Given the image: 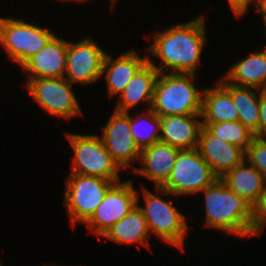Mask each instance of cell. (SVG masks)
Instances as JSON below:
<instances>
[{
  "mask_svg": "<svg viewBox=\"0 0 266 266\" xmlns=\"http://www.w3.org/2000/svg\"><path fill=\"white\" fill-rule=\"evenodd\" d=\"M202 125L215 137L246 151L255 137L254 133L245 127L240 121L202 123Z\"/></svg>",
  "mask_w": 266,
  "mask_h": 266,
  "instance_id": "d4e9b609",
  "label": "cell"
},
{
  "mask_svg": "<svg viewBox=\"0 0 266 266\" xmlns=\"http://www.w3.org/2000/svg\"><path fill=\"white\" fill-rule=\"evenodd\" d=\"M219 83L231 94L238 110V121L258 137L260 89L236 86L224 78Z\"/></svg>",
  "mask_w": 266,
  "mask_h": 266,
  "instance_id": "603a6c76",
  "label": "cell"
},
{
  "mask_svg": "<svg viewBox=\"0 0 266 266\" xmlns=\"http://www.w3.org/2000/svg\"><path fill=\"white\" fill-rule=\"evenodd\" d=\"M256 10L261 15V17L263 19L262 21H263L264 26H265L264 29H266V0H260Z\"/></svg>",
  "mask_w": 266,
  "mask_h": 266,
  "instance_id": "f546056e",
  "label": "cell"
},
{
  "mask_svg": "<svg viewBox=\"0 0 266 266\" xmlns=\"http://www.w3.org/2000/svg\"><path fill=\"white\" fill-rule=\"evenodd\" d=\"M218 177L197 148L179 151L168 181L161 187L172 196L191 195L211 186Z\"/></svg>",
  "mask_w": 266,
  "mask_h": 266,
  "instance_id": "ba28073f",
  "label": "cell"
},
{
  "mask_svg": "<svg viewBox=\"0 0 266 266\" xmlns=\"http://www.w3.org/2000/svg\"><path fill=\"white\" fill-rule=\"evenodd\" d=\"M60 1H65V2H66V1H68V2H69V1H74V2H79V1H80V2H83V1H87V0H60Z\"/></svg>",
  "mask_w": 266,
  "mask_h": 266,
  "instance_id": "4dcf8cb0",
  "label": "cell"
},
{
  "mask_svg": "<svg viewBox=\"0 0 266 266\" xmlns=\"http://www.w3.org/2000/svg\"><path fill=\"white\" fill-rule=\"evenodd\" d=\"M266 136V89L260 90L258 137Z\"/></svg>",
  "mask_w": 266,
  "mask_h": 266,
  "instance_id": "83f0119b",
  "label": "cell"
},
{
  "mask_svg": "<svg viewBox=\"0 0 266 266\" xmlns=\"http://www.w3.org/2000/svg\"><path fill=\"white\" fill-rule=\"evenodd\" d=\"M201 115H171L160 117V141L179 149L198 146L202 121Z\"/></svg>",
  "mask_w": 266,
  "mask_h": 266,
  "instance_id": "2e32d148",
  "label": "cell"
},
{
  "mask_svg": "<svg viewBox=\"0 0 266 266\" xmlns=\"http://www.w3.org/2000/svg\"><path fill=\"white\" fill-rule=\"evenodd\" d=\"M137 115L130 116V131L139 148L142 149L159 142L160 117L151 108H147L146 112L141 113L140 116Z\"/></svg>",
  "mask_w": 266,
  "mask_h": 266,
  "instance_id": "cb8c5ba5",
  "label": "cell"
},
{
  "mask_svg": "<svg viewBox=\"0 0 266 266\" xmlns=\"http://www.w3.org/2000/svg\"><path fill=\"white\" fill-rule=\"evenodd\" d=\"M137 194L132 180L114 183L86 222L87 226L96 235L103 236L113 224L124 218L137 205Z\"/></svg>",
  "mask_w": 266,
  "mask_h": 266,
  "instance_id": "30bf717a",
  "label": "cell"
},
{
  "mask_svg": "<svg viewBox=\"0 0 266 266\" xmlns=\"http://www.w3.org/2000/svg\"><path fill=\"white\" fill-rule=\"evenodd\" d=\"M205 18L200 15L188 23H180L154 33V41L147 49L152 56L161 59L162 66L148 62L159 73H183L196 75L201 53L206 44ZM170 70V71H169Z\"/></svg>",
  "mask_w": 266,
  "mask_h": 266,
  "instance_id": "6da1fadb",
  "label": "cell"
},
{
  "mask_svg": "<svg viewBox=\"0 0 266 266\" xmlns=\"http://www.w3.org/2000/svg\"><path fill=\"white\" fill-rule=\"evenodd\" d=\"M266 226V192L261 200L253 207V222L250 236L260 235Z\"/></svg>",
  "mask_w": 266,
  "mask_h": 266,
  "instance_id": "4316f807",
  "label": "cell"
},
{
  "mask_svg": "<svg viewBox=\"0 0 266 266\" xmlns=\"http://www.w3.org/2000/svg\"><path fill=\"white\" fill-rule=\"evenodd\" d=\"M202 123L236 122L238 110L231 94L218 82L202 94Z\"/></svg>",
  "mask_w": 266,
  "mask_h": 266,
  "instance_id": "44dd1931",
  "label": "cell"
},
{
  "mask_svg": "<svg viewBox=\"0 0 266 266\" xmlns=\"http://www.w3.org/2000/svg\"><path fill=\"white\" fill-rule=\"evenodd\" d=\"M220 180L228 189L244 198L253 207L266 192V181L263 175L252 165L246 164L245 160L226 172Z\"/></svg>",
  "mask_w": 266,
  "mask_h": 266,
  "instance_id": "ac0fdd59",
  "label": "cell"
},
{
  "mask_svg": "<svg viewBox=\"0 0 266 266\" xmlns=\"http://www.w3.org/2000/svg\"><path fill=\"white\" fill-rule=\"evenodd\" d=\"M224 79L240 87L266 89V47L237 61L227 70Z\"/></svg>",
  "mask_w": 266,
  "mask_h": 266,
  "instance_id": "ffe728a7",
  "label": "cell"
},
{
  "mask_svg": "<svg viewBox=\"0 0 266 266\" xmlns=\"http://www.w3.org/2000/svg\"><path fill=\"white\" fill-rule=\"evenodd\" d=\"M41 266H65V265H41Z\"/></svg>",
  "mask_w": 266,
  "mask_h": 266,
  "instance_id": "1f68e13d",
  "label": "cell"
},
{
  "mask_svg": "<svg viewBox=\"0 0 266 266\" xmlns=\"http://www.w3.org/2000/svg\"><path fill=\"white\" fill-rule=\"evenodd\" d=\"M147 61V55L140 57L134 50L123 53L117 59L106 54L102 75L105 73L109 97L120 95L135 73Z\"/></svg>",
  "mask_w": 266,
  "mask_h": 266,
  "instance_id": "e0dca14e",
  "label": "cell"
},
{
  "mask_svg": "<svg viewBox=\"0 0 266 266\" xmlns=\"http://www.w3.org/2000/svg\"><path fill=\"white\" fill-rule=\"evenodd\" d=\"M180 150L161 141L142 148L139 161L144 167L133 171L152 180L155 188H161L168 181Z\"/></svg>",
  "mask_w": 266,
  "mask_h": 266,
  "instance_id": "9a60e30c",
  "label": "cell"
},
{
  "mask_svg": "<svg viewBox=\"0 0 266 266\" xmlns=\"http://www.w3.org/2000/svg\"><path fill=\"white\" fill-rule=\"evenodd\" d=\"M67 138L75 155L69 173L100 177L115 183L121 181L118 171L122 169L106 150L101 137L67 134Z\"/></svg>",
  "mask_w": 266,
  "mask_h": 266,
  "instance_id": "5b68a950",
  "label": "cell"
},
{
  "mask_svg": "<svg viewBox=\"0 0 266 266\" xmlns=\"http://www.w3.org/2000/svg\"><path fill=\"white\" fill-rule=\"evenodd\" d=\"M201 192L205 197L204 227L233 233L240 238L250 236L253 222V206L250 203L228 189L220 178Z\"/></svg>",
  "mask_w": 266,
  "mask_h": 266,
  "instance_id": "7a4b0ae2",
  "label": "cell"
},
{
  "mask_svg": "<svg viewBox=\"0 0 266 266\" xmlns=\"http://www.w3.org/2000/svg\"><path fill=\"white\" fill-rule=\"evenodd\" d=\"M155 194L143 187L142 194L145 207L137 206L143 212L150 233L156 234L166 243L183 249L184 237L188 229L186 217L180 213L173 204L161 199L159 194L169 195L163 188H155ZM158 195H157V194Z\"/></svg>",
  "mask_w": 266,
  "mask_h": 266,
  "instance_id": "277c9868",
  "label": "cell"
},
{
  "mask_svg": "<svg viewBox=\"0 0 266 266\" xmlns=\"http://www.w3.org/2000/svg\"><path fill=\"white\" fill-rule=\"evenodd\" d=\"M196 76L183 73H159L151 109L159 116L201 115L203 90L192 83Z\"/></svg>",
  "mask_w": 266,
  "mask_h": 266,
  "instance_id": "3957f363",
  "label": "cell"
},
{
  "mask_svg": "<svg viewBox=\"0 0 266 266\" xmlns=\"http://www.w3.org/2000/svg\"><path fill=\"white\" fill-rule=\"evenodd\" d=\"M130 116L127 113L113 111L103 129L101 139L112 159L123 170L134 160L139 161L141 149L130 131Z\"/></svg>",
  "mask_w": 266,
  "mask_h": 266,
  "instance_id": "7c38bea8",
  "label": "cell"
},
{
  "mask_svg": "<svg viewBox=\"0 0 266 266\" xmlns=\"http://www.w3.org/2000/svg\"><path fill=\"white\" fill-rule=\"evenodd\" d=\"M148 235L147 221L136 205L124 218L113 224L103 237L119 244L139 243L149 248Z\"/></svg>",
  "mask_w": 266,
  "mask_h": 266,
  "instance_id": "7402d4cb",
  "label": "cell"
},
{
  "mask_svg": "<svg viewBox=\"0 0 266 266\" xmlns=\"http://www.w3.org/2000/svg\"><path fill=\"white\" fill-rule=\"evenodd\" d=\"M106 54L93 38L85 37L77 43L69 41L64 78L72 84L97 82L102 76Z\"/></svg>",
  "mask_w": 266,
  "mask_h": 266,
  "instance_id": "8fae6325",
  "label": "cell"
},
{
  "mask_svg": "<svg viewBox=\"0 0 266 266\" xmlns=\"http://www.w3.org/2000/svg\"><path fill=\"white\" fill-rule=\"evenodd\" d=\"M231 10L233 11L236 17H241L247 13L249 5L253 3L257 9L260 0H227Z\"/></svg>",
  "mask_w": 266,
  "mask_h": 266,
  "instance_id": "f1b7e54d",
  "label": "cell"
},
{
  "mask_svg": "<svg viewBox=\"0 0 266 266\" xmlns=\"http://www.w3.org/2000/svg\"><path fill=\"white\" fill-rule=\"evenodd\" d=\"M66 78L27 79L26 88L42 109L64 119L82 115L80 105Z\"/></svg>",
  "mask_w": 266,
  "mask_h": 266,
  "instance_id": "9c48e42d",
  "label": "cell"
},
{
  "mask_svg": "<svg viewBox=\"0 0 266 266\" xmlns=\"http://www.w3.org/2000/svg\"><path fill=\"white\" fill-rule=\"evenodd\" d=\"M114 181L70 173L66 180L64 205L72 225L86 223L103 201Z\"/></svg>",
  "mask_w": 266,
  "mask_h": 266,
  "instance_id": "8992f818",
  "label": "cell"
},
{
  "mask_svg": "<svg viewBox=\"0 0 266 266\" xmlns=\"http://www.w3.org/2000/svg\"><path fill=\"white\" fill-rule=\"evenodd\" d=\"M159 71L148 61L135 73L120 94L114 111L127 113L141 101L147 102L151 108L154 86Z\"/></svg>",
  "mask_w": 266,
  "mask_h": 266,
  "instance_id": "d6986e66",
  "label": "cell"
},
{
  "mask_svg": "<svg viewBox=\"0 0 266 266\" xmlns=\"http://www.w3.org/2000/svg\"><path fill=\"white\" fill-rule=\"evenodd\" d=\"M245 160L255 167L266 181V141L260 137H254L245 151Z\"/></svg>",
  "mask_w": 266,
  "mask_h": 266,
  "instance_id": "484cf974",
  "label": "cell"
},
{
  "mask_svg": "<svg viewBox=\"0 0 266 266\" xmlns=\"http://www.w3.org/2000/svg\"><path fill=\"white\" fill-rule=\"evenodd\" d=\"M67 50L68 42L55 35L21 66L27 79L65 77Z\"/></svg>",
  "mask_w": 266,
  "mask_h": 266,
  "instance_id": "5bb4252c",
  "label": "cell"
},
{
  "mask_svg": "<svg viewBox=\"0 0 266 266\" xmlns=\"http://www.w3.org/2000/svg\"><path fill=\"white\" fill-rule=\"evenodd\" d=\"M197 149L218 178L245 160L243 149L213 136L204 126L199 134Z\"/></svg>",
  "mask_w": 266,
  "mask_h": 266,
  "instance_id": "4fadbf2b",
  "label": "cell"
},
{
  "mask_svg": "<svg viewBox=\"0 0 266 266\" xmlns=\"http://www.w3.org/2000/svg\"><path fill=\"white\" fill-rule=\"evenodd\" d=\"M55 34L23 19L0 17V45L12 61L22 66L42 49Z\"/></svg>",
  "mask_w": 266,
  "mask_h": 266,
  "instance_id": "52a82bcc",
  "label": "cell"
},
{
  "mask_svg": "<svg viewBox=\"0 0 266 266\" xmlns=\"http://www.w3.org/2000/svg\"><path fill=\"white\" fill-rule=\"evenodd\" d=\"M111 1V3L114 5L116 2H117V0H110Z\"/></svg>",
  "mask_w": 266,
  "mask_h": 266,
  "instance_id": "d6a6232c",
  "label": "cell"
}]
</instances>
